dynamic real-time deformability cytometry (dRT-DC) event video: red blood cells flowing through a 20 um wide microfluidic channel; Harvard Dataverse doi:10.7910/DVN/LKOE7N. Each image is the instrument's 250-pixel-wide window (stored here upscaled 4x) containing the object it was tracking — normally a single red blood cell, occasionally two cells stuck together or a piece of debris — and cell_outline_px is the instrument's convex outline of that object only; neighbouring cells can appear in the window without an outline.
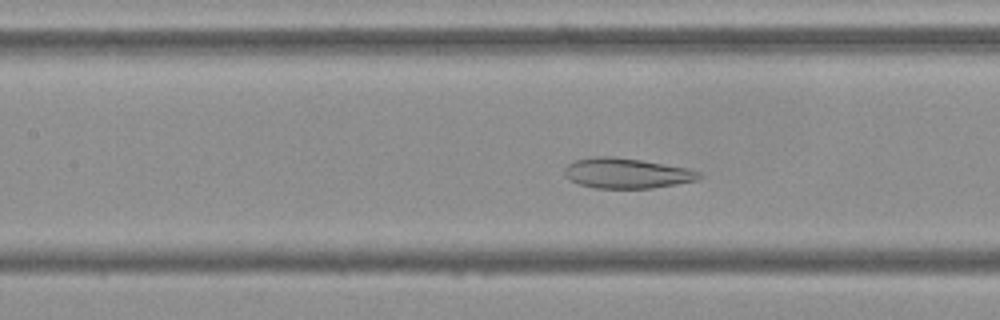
{"species": "Egyptian fruit bat (a non-hibernating species)", "species_latin": "Rousettus aegyptiacus", "temperature_condition": "cold", "stored_images_in_passage": 54, "camera_frame_rate_fps": 3000, "um_per_image_px": 0.085, "frame": {"image": 1, "passage_image": 23, "time_ms": 7.333, "image_size_px": [1000, 320], "cell_outline_px": [[704, 176], [696, 180], [676, 184], [652, 188], [596, 188], [580, 184], [568, 180], [564, 176], [564, 168], [568, 164], [576, 160], [592, 156], [612, 156], [640, 160], [688, 168], [700, 172]], "centroid_in_image_um": [53.24, 14.72], "position_along_channel_um": 154.2, "area_um2": 23.76}}
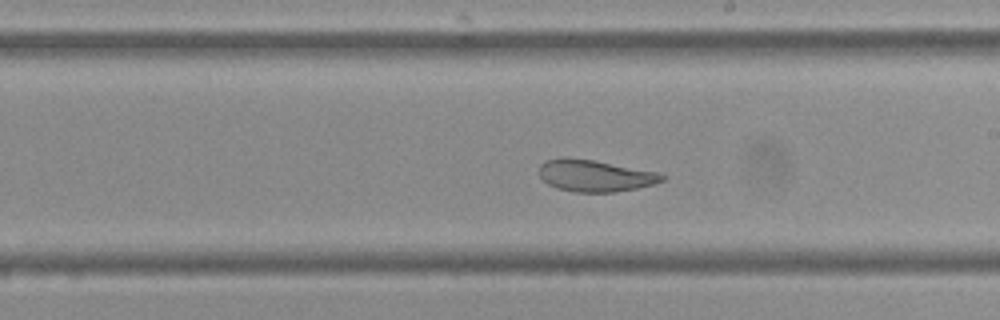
{"frame": {"image": 2, "passage_image": 30, "time_ms": 9.667, "image_size_px": [1000, 320], "cell_outline_px": [[668, 176], [664, 180], [656, 184], [616, 192], [576, 192], [556, 188], [548, 184], [540, 176], [540, 164], [544, 160], [564, 156], [592, 160], [656, 172]], "centroid_in_image_um": [50.56, 14.93], "position_along_channel_um": 238.4, "area_um2": 22.77}}
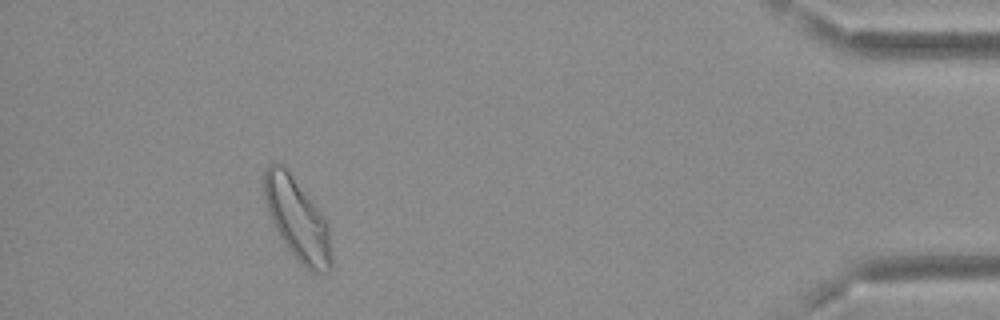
{"frame": {"image": 3, "passage_image": 49, "time_ms": 16.0, "image_size_px": [1000, 320], "cell_outline_px": [[332, 268], [328, 272], [312, 272], [304, 268], [288, 248], [280, 236], [268, 212], [264, 196], [264, 172], [268, 164], [272, 160], [284, 164], [328, 220], [332, 256]], "centroid_in_image_um": [25.29, 18.61], "position_along_channel_um": 409.9, "area_um2": 32.48}, "authors_computed_cell_mechanics": {"area_um2": 28.5243, "velocity_mm_per_s": 3.6239, "shape_relaxation_time_tau1_ms": null, "shape_relaxation_time_tau2_ms": 1.8331, "deformation_change_tau1": null, "deformation_change_tau2": 0.0864}}